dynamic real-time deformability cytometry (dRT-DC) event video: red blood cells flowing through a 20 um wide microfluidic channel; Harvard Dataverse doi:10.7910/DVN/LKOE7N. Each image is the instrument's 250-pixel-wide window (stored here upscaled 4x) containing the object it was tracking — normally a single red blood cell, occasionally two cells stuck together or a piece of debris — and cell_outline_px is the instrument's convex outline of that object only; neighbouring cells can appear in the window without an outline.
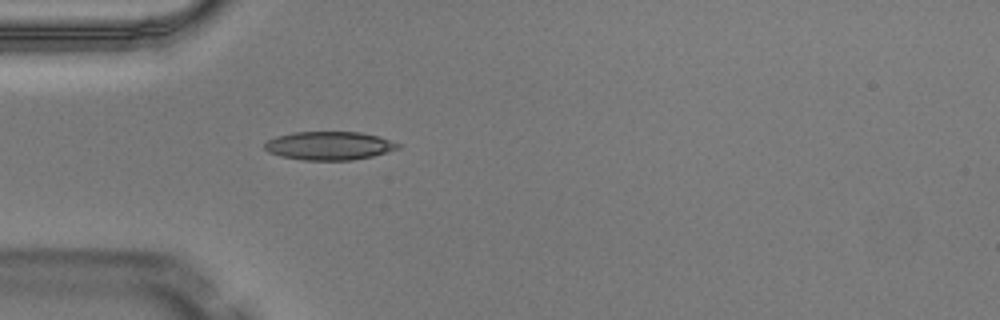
{"species": "Egyptian fruit bat (a non-hibernating species)", "species_latin": "Rousettus aegyptiacus", "temperature_condition": "warm", "stored_images_in_passage": 1, "camera_frame_rate_fps": 3000, "um_per_image_px": 0.085, "animal": {"sex": "male"}, "frame": {"image": 1, "passage_image": 1, "time_ms": 0.0, "image_size_px": [1000, 320], "cell_outline_px": [[400, 148], [372, 156], [352, 160], [304, 160], [280, 156], [268, 152], [264, 148], [264, 144], [268, 140], [276, 136], [292, 132], [360, 132], [380, 136], [400, 144]], "centroid_in_image_um": [27.97, 12.38], "position_along_channel_um": 57.0, "area_um2": 22.14}}